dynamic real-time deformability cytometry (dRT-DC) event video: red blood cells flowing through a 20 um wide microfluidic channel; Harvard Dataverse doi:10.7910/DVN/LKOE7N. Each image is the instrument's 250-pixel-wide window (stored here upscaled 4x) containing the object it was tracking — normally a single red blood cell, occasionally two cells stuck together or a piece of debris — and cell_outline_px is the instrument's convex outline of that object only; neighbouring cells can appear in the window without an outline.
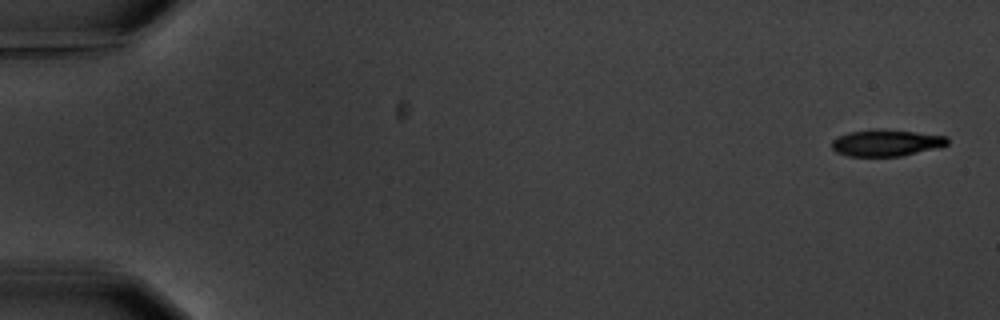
{"species": "common noctule bat (a hibernating species)", "species_latin": "Nyctalus noctula", "temperature_condition": "warm", "stored_images_in_passage": 6, "camera_frame_rate_fps": 3000, "um_per_image_px": 0.085, "animal": {"sex": "male", "body_mass_g": 20.1, "forearm_length_mm": 53.5}, "frame": {"image": 1, "passage_image": 1, "time_ms": 0.0, "image_size_px": [1000, 320], "cell_outline_px": [[948, 144], [936, 148], [900, 156], [848, 156], [836, 152], [832, 148], [832, 140], [848, 132], [872, 128], [880, 128], [916, 132], [948, 136]], "centroid_in_image_um": [75.31, 12.12], "position_along_channel_um": 9.7, "area_um2": 18.03}}
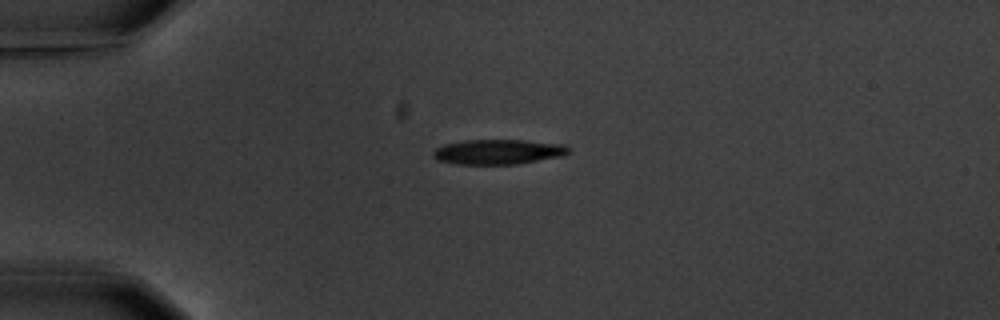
{"frame": {"image": 2, "passage_image": 4, "time_ms": 4.333, "image_size_px": [1000, 320], "cell_outline_px": [[568, 152], [564, 156], [516, 164], [456, 164], [436, 160], [432, 156], [432, 152], [436, 148], [444, 144], [464, 140], [524, 140], [564, 144], [568, 148]], "centroid_in_image_um": [42.31, 12.9], "position_along_channel_um": 42.7, "area_um2": 19.77}}
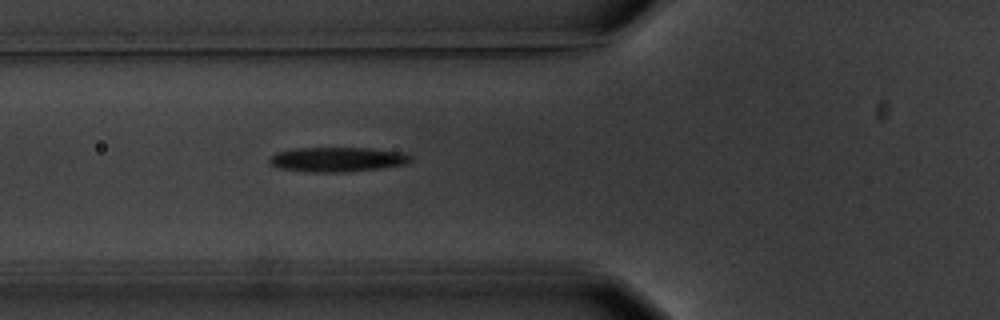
{"frame": {"image": 3, "passage_image": 6, "time_ms": 6.667, "image_size_px": [1000, 320], "cell_outline_px": [[412, 160], [404, 164], [380, 168], [348, 172], [308, 172], [280, 168], [268, 164], [268, 156], [276, 152], [292, 148], [372, 148], [400, 152], [412, 156]], "centroid_in_image_um": [28.6, 13.55], "position_along_channel_um": 97.2, "area_um2": 20.46}}